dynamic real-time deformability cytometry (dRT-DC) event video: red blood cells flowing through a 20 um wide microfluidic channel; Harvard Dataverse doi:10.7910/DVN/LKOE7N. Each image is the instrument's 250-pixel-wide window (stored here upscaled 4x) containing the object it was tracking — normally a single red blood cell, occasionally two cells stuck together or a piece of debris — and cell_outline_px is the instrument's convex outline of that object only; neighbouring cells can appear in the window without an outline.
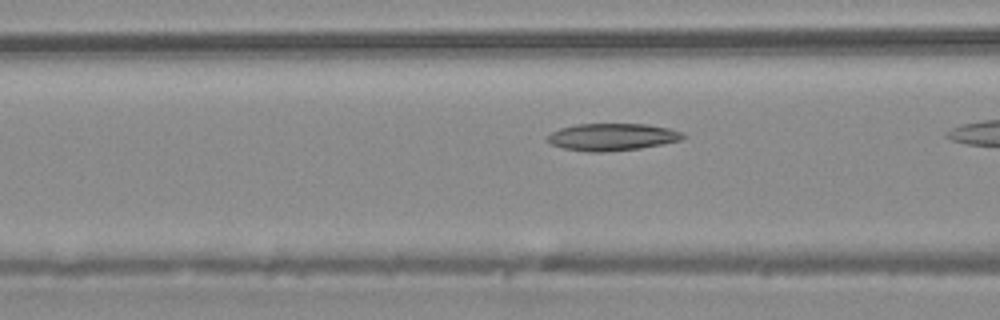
{"species": "common noctule bat (a hibernating species)", "species_latin": "Nyctalus noctula", "temperature_condition": "warm", "stored_images_in_passage": 5, "camera_frame_rate_fps": 3000, "um_per_image_px": 0.085, "animal": {"sex": "male", "body_mass_g": 20.4}, "frame": {"image": 1, "passage_image": 5, "time_ms": 1.333, "image_size_px": [1000, 320], "cell_outline_px": [[688, 136], [680, 140], [640, 148], [604, 152], [588, 152], [564, 148], [552, 144], [548, 140], [548, 136], [552, 132], [560, 128], [576, 124], [648, 124], [668, 128], [680, 132]], "centroid_in_image_um": [52.04, 11.64], "position_along_channel_um": 114.6, "area_um2": 21.27}}